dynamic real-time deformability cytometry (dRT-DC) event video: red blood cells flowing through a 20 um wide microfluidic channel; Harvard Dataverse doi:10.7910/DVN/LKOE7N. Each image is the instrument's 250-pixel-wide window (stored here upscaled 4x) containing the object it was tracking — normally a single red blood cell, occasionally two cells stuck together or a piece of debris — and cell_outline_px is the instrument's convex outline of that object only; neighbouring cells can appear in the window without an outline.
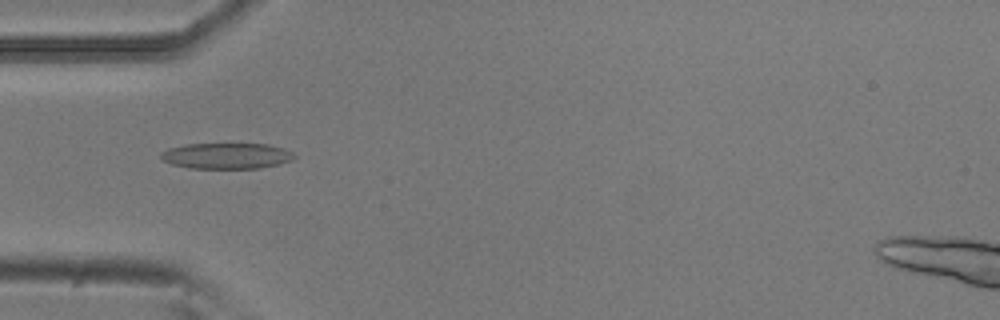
{"species": "common noctule bat (a hibernating species)", "species_latin": "Nyctalus noctula", "temperature_condition": "room temperature", "stored_images_in_passage": 8, "camera_frame_rate_fps": 3000, "um_per_image_px": 0.085, "animal": {"sex": "male", "body_mass_g": 20.5, "forearm_length_mm": 52.5}, "frame": {"image": 1, "passage_image": 1, "time_ms": 0.0, "image_size_px": [1000, 320], "cell_outline_px": [[296, 156], [292, 160], [280, 164], [260, 168], [188, 168], [172, 164], [160, 160], [160, 152], [168, 148], [184, 144], [268, 144], [284, 148], [292, 152]], "centroid_in_image_um": [19.23, 13.24], "position_along_channel_um": 65.8, "area_um2": 20.29}}
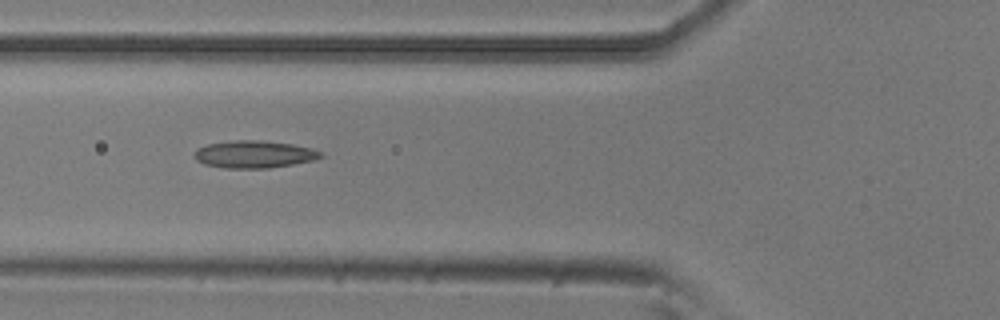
{"frame": {"image": 2, "passage_image": 4, "time_ms": 1.0, "image_size_px": [1000, 320], "cell_outline_px": [[324, 156], [312, 160], [292, 164], [268, 168], [224, 168], [204, 164], [196, 160], [196, 148], [208, 144], [236, 140], [260, 140], [292, 144], [312, 148], [320, 152]], "centroid_in_image_um": [21.6, 13.11], "position_along_channel_um": 104.2, "area_um2": 19.94}}
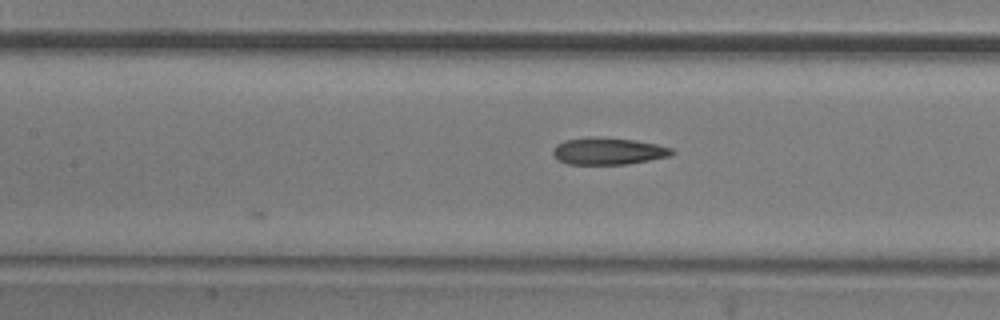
{"frame": {"image": 3, "passage_image": 8, "time_ms": 2.333, "image_size_px": [1000, 320], "cell_outline_px": [[676, 152], [672, 156], [628, 164], [568, 164], [560, 160], [552, 152], [556, 144], [564, 140], [600, 136], [632, 140], [656, 144], [672, 148]], "centroid_in_image_um": [51.74, 12.84], "position_along_channel_um": 155.7, "area_um2": 18.67}}